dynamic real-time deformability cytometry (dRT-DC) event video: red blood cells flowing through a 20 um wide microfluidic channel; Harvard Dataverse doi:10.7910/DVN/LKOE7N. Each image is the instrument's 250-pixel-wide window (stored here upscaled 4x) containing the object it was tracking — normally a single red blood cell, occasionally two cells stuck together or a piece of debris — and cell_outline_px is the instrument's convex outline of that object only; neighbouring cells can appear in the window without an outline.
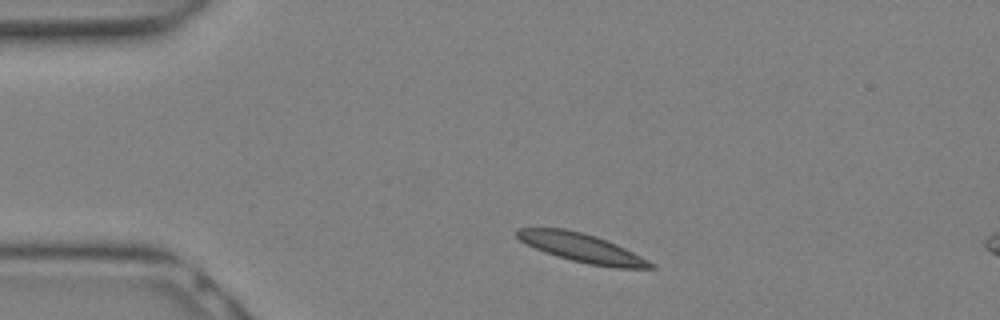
{"species": "Egyptian fruit bat (a non-hibernating species)", "species_latin": "Rousettus aegyptiacus", "temperature_condition": "warm", "stored_images_in_passage": 10, "camera_frame_rate_fps": 3000, "um_per_image_px": 0.085, "animal": {"sex": "female"}, "frame": {"image": 1, "passage_image": 2, "time_ms": 0.333, "image_size_px": [1000, 320], "cell_outline_px": [[656, 268], [616, 268], [588, 264], [556, 256], [544, 252], [520, 240], [516, 236], [516, 228], [564, 228], [596, 236], [616, 244], [656, 264]], "centroid_in_image_um": [49.46, 21.07], "position_along_channel_um": 35.5, "area_um2": 22.14}}
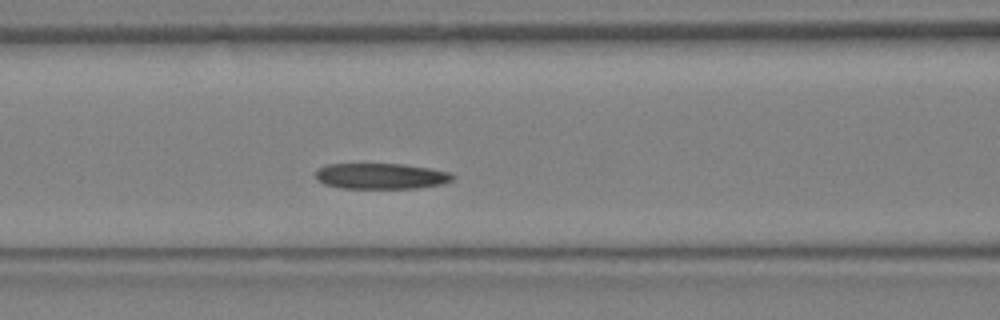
{"frame": {"image": 2, "passage_image": 8, "time_ms": 2.333, "image_size_px": [1000, 320], "cell_outline_px": [[456, 176], [452, 180], [444, 184], [416, 188], [340, 188], [324, 184], [316, 180], [316, 168], [328, 164], [404, 164], [452, 172]], "centroid_in_image_um": [32.39, 14.97], "position_along_channel_um": 134.2, "area_um2": 20.81}}
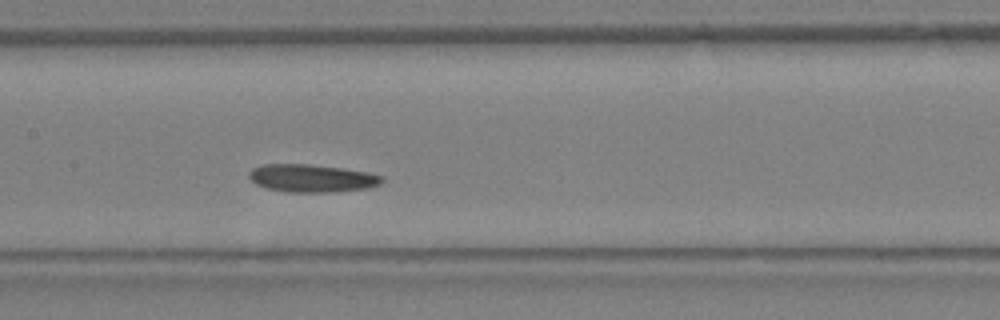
{"frame": {"image": 3, "passage_image": 10, "time_ms": 3.0, "image_size_px": [1000, 320], "cell_outline_px": [[384, 180], [380, 184], [372, 188], [336, 192], [292, 192], [268, 188], [256, 184], [248, 176], [248, 172], [252, 168], [264, 164], [308, 164], [340, 168], [368, 172], [384, 176]], "centroid_in_image_um": [26.55, 15.15], "position_along_channel_um": 180.8, "area_um2": 21.62}}